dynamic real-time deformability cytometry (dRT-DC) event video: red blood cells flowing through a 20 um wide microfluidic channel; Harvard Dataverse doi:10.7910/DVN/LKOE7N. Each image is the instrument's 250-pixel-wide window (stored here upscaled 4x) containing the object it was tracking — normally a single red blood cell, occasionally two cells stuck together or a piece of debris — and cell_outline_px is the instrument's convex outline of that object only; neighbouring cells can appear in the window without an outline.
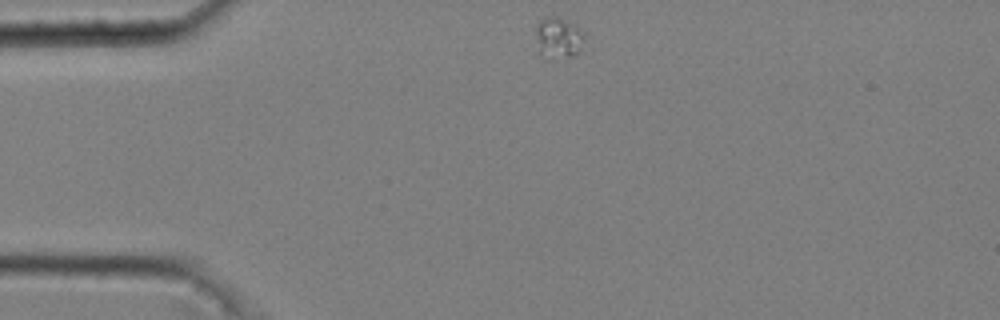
{"species": "common noctule bat (a hibernating species)", "species_latin": "Nyctalus noctula", "temperature_condition": "cold", "stored_images_in_passage": 36, "camera_frame_rate_fps": 3000, "um_per_image_px": 0.085, "animal": {"sex": "male", "body_mass_g": 20.4}, "frame": {"image": 1, "passage_image": 1, "time_ms": 0.0, "image_size_px": [1000, 320], "cell_outline_px": [[588, 40], [572, 56], [552, 60], [548, 60], [540, 56], [536, 52], [536, 28], [540, 20], [544, 16], [560, 16], [576, 24], [580, 28]], "centroid_in_image_um": [47.45, 3.23], "position_along_channel_um": 37.6, "area_um2": 12.48}}